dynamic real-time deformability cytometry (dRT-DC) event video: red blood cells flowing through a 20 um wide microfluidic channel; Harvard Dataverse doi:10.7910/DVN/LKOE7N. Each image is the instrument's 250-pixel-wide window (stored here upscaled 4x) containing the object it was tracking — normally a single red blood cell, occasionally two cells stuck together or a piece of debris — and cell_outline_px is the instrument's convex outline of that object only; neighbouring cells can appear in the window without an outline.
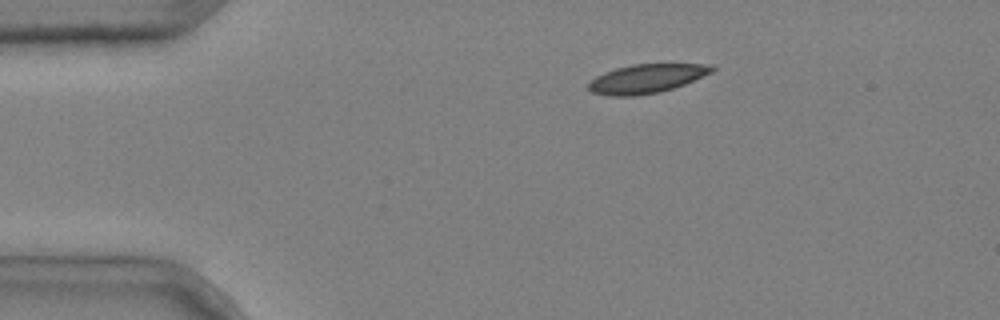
{"species": "common noctule bat (a hibernating species)", "species_latin": "Nyctalus noctula", "temperature_condition": "cold", "stored_images_in_passage": 2, "camera_frame_rate_fps": 3000, "um_per_image_px": 0.085, "animal": {"sex": "male", "body_mass_g": 20.4}, "frame": {"image": 1, "passage_image": 2, "time_ms": 0.333, "image_size_px": [1000, 320], "cell_outline_px": [[716, 68], [712, 72], [684, 84], [660, 92], [636, 96], [608, 96], [592, 92], [588, 88], [588, 84], [596, 76], [604, 72], [616, 68], [632, 64], [712, 64]], "centroid_in_image_um": [54.95, 6.68], "position_along_channel_um": 30.1, "area_um2": 20.75}}